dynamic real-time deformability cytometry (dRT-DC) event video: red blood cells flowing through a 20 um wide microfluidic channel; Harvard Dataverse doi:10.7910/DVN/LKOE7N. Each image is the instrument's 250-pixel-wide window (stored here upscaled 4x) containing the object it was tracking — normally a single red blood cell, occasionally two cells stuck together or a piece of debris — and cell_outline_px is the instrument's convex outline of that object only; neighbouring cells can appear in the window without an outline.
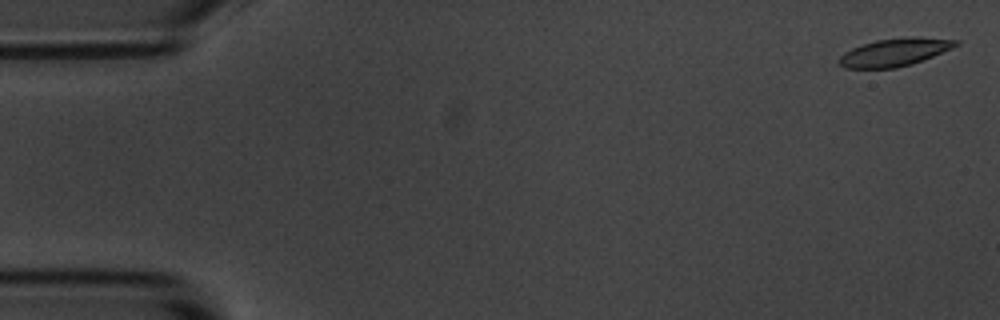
{"species": "common noctule bat (a hibernating species)", "species_latin": "Nyctalus noctula", "temperature_condition": "room temperature", "stored_images_in_passage": 56, "camera_frame_rate_fps": 3000, "um_per_image_px": 0.085, "animal": {"sex": "male", "body_mass_g": 20.1, "forearm_length_mm": 53.5}, "frame": {"image": 1, "passage_image": 2, "time_ms": 0.333, "image_size_px": [1000, 320], "cell_outline_px": [[960, 44], [952, 48], [912, 64], [896, 68], [844, 68], [836, 60], [844, 52], [852, 48], [876, 40], [908, 36], [960, 40]], "centroid_in_image_um": [76.03, 4.44], "position_along_channel_um": 9.0, "area_um2": 18.9}}
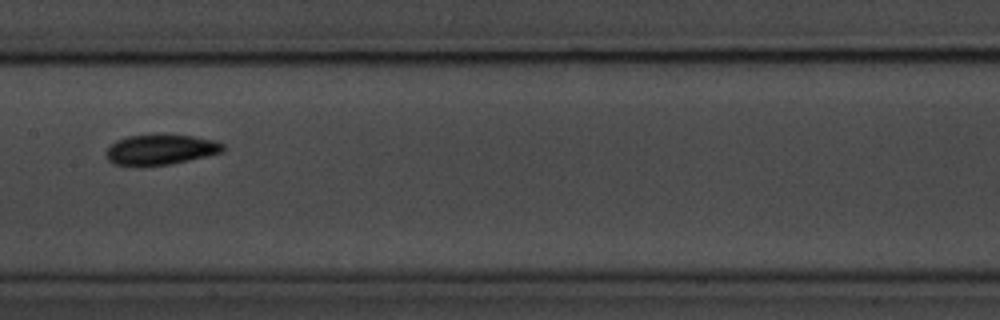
{"frame": {"image": 2, "passage_image": 28, "time_ms": 9.0, "image_size_px": [1000, 320], "cell_outline_px": [[224, 152], [172, 164], [136, 168], [112, 164], [104, 156], [108, 148], [116, 140], [128, 136], [160, 132], [192, 136], [216, 140], [224, 144]], "centroid_in_image_um": [13.61, 12.72], "position_along_channel_um": 193.8, "area_um2": 21.79}}
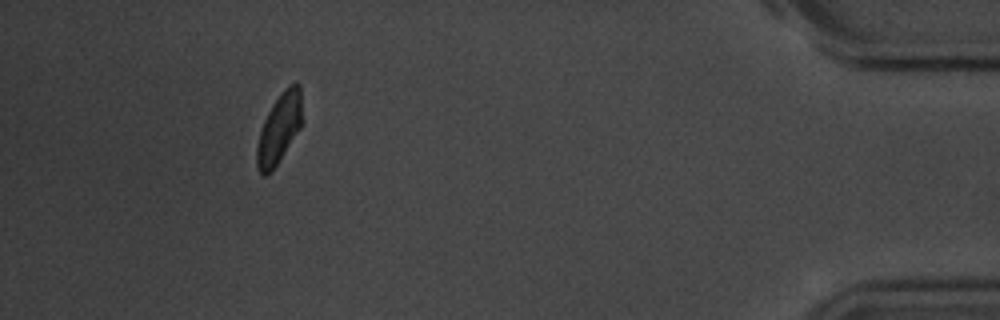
{"frame": {"image": 3, "passage_image": 51, "time_ms": 16.667, "image_size_px": [1000, 320], "cell_outline_px": [[300, 128], [276, 164], [264, 176], [260, 172], [256, 164], [256, 144], [264, 120], [272, 104], [284, 88], [288, 84], [296, 80], [300, 84]], "centroid_in_image_um": [23.7, 10.86], "position_along_channel_um": 411.5, "area_um2": 17.92}, "authors_computed_cell_mechanics": {"area_um2": 19.5653, "velocity_mm_per_s": 3.6347, "shape_relaxation_time_tau1_ms": 2.5793, "shape_relaxation_time_tau2_ms": 2.8636, "deformation_change_tau1": 0.1177, "deformation_change_tau2": 0.0642}}